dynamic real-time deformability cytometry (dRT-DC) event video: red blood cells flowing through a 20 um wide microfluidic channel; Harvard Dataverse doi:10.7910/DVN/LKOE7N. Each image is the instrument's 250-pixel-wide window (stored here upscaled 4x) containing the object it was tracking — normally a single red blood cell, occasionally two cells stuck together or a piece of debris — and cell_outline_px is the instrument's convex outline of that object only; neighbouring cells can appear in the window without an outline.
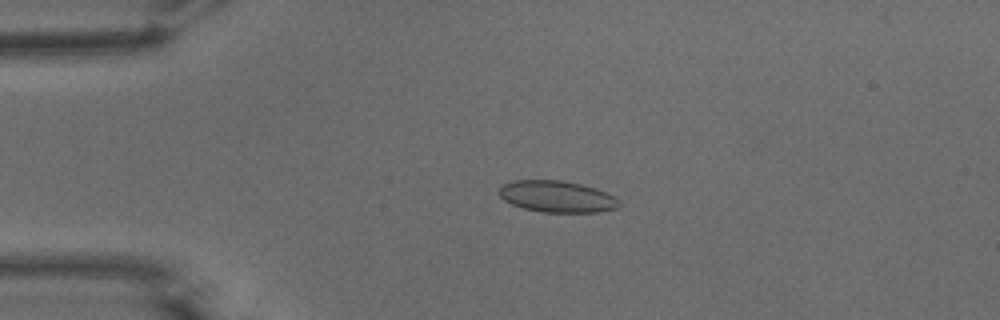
{"species": "common noctule bat (a hibernating species)", "species_latin": "Nyctalus noctula", "temperature_condition": "warm", "stored_images_in_passage": 52, "camera_frame_rate_fps": 3000, "um_per_image_px": 0.085, "animal": {"sex": "male", "body_mass_g": 15.6}, "frame": {"image": 1, "passage_image": 12, "time_ms": 3.667, "image_size_px": [1000, 320], "cell_outline_px": [[620, 204], [616, 208], [596, 212], [544, 212], [524, 208], [512, 204], [504, 200], [500, 196], [500, 188], [504, 184], [512, 180], [560, 180], [580, 184], [596, 188], [612, 196]], "centroid_in_image_um": [47.31, 16.7], "position_along_channel_um": 37.7, "area_um2": 21.68}}
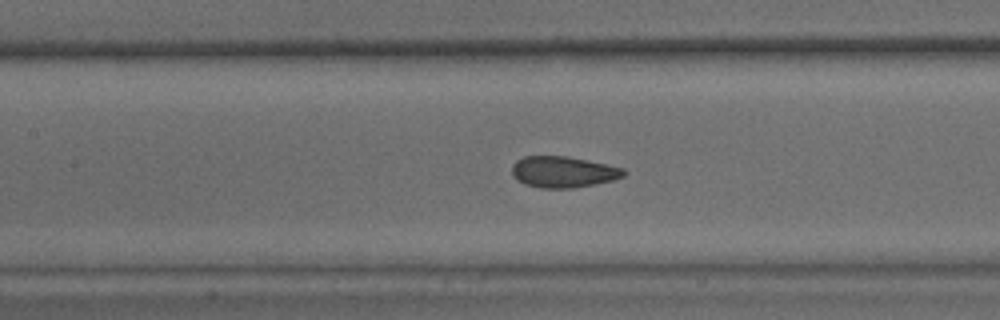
{"frame": {"image": 2, "passage_image": 24, "time_ms": 7.667, "image_size_px": [1000, 320], "cell_outline_px": [[628, 172], [624, 176], [612, 180], [572, 188], [540, 188], [524, 184], [516, 180], [512, 176], [512, 164], [516, 160], [524, 156], [568, 156], [624, 168]], "centroid_in_image_um": [47.84, 14.61], "position_along_channel_um": 159.6, "area_um2": 20.4}}
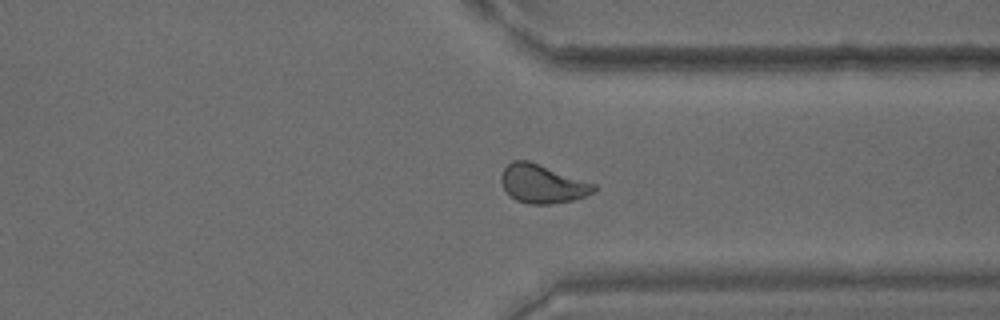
{"frame": {"image": 3, "passage_image": 40, "time_ms": 13.0, "image_size_px": [1000, 320], "cell_outline_px": [[596, 192], [572, 200], [548, 204], [528, 204], [516, 200], [504, 188], [500, 180], [500, 176], [504, 168], [512, 160], [528, 160], [596, 184]], "centroid_in_image_um": [46.1, 15.62], "position_along_channel_um": 365.3, "area_um2": 20.69}, "authors_computed_cell_mechanics": {"area_um2": 20.8947, "velocity_mm_per_s": 3.8682, "shape_relaxation_time_tau1_ms": 5.9742, "shape_relaxation_time_tau2_ms": 0.741, "deformation_change_tau1": 0.1418, "deformation_change_tau2": 0.0526}}